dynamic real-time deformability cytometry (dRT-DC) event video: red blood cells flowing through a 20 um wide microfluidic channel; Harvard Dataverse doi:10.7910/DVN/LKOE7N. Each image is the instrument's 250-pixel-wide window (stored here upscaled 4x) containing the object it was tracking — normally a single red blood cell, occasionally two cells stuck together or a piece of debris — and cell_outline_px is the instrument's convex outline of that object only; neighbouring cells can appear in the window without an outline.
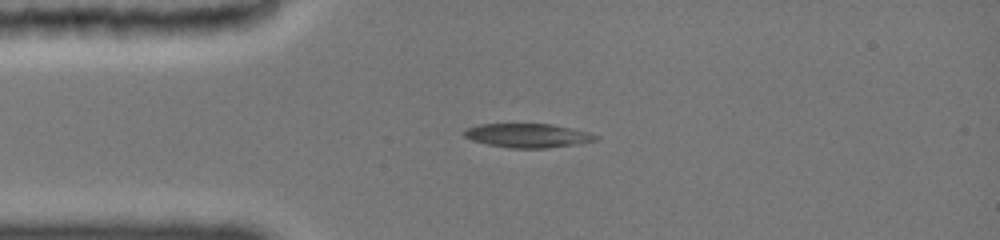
{"species": "common noctule bat (a hibernating species)", "species_latin": "Nyctalus noctula", "temperature_condition": "cold", "stored_images_in_passage": 3, "camera_frame_rate_fps": 3000, "um_per_image_px": 0.085, "animal": {"sex": "female", "body_mass_g": 19.0, "forearm_length_mm": 51.5}, "frame": {"image": 1, "passage_image": 1, "time_ms": 0.0, "image_size_px": [1000, 240], "cell_outline_px": [[596, 140], [572, 144], [544, 148], [512, 148], [488, 144], [472, 140], [464, 136], [464, 132], [468, 128], [484, 124], [552, 124], [584, 132], [596, 136]], "centroid_in_image_um": [44.78, 11.52], "position_along_channel_um": 40.2, "area_um2": 17.63}}
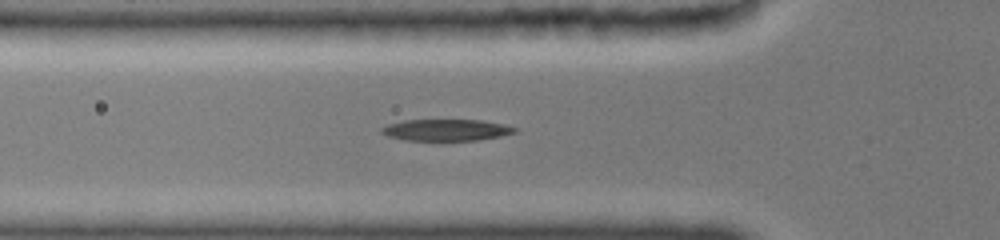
{"frame": {"image": 2, "passage_image": 3, "time_ms": 1.667, "image_size_px": [1000, 240], "cell_outline_px": [[516, 132], [476, 140], [408, 140], [388, 136], [380, 132], [380, 128], [388, 124], [404, 120], [480, 120], [500, 124], [516, 128]], "centroid_in_image_um": [37.84, 11.04], "position_along_channel_um": 88.0, "area_um2": 16.3}}